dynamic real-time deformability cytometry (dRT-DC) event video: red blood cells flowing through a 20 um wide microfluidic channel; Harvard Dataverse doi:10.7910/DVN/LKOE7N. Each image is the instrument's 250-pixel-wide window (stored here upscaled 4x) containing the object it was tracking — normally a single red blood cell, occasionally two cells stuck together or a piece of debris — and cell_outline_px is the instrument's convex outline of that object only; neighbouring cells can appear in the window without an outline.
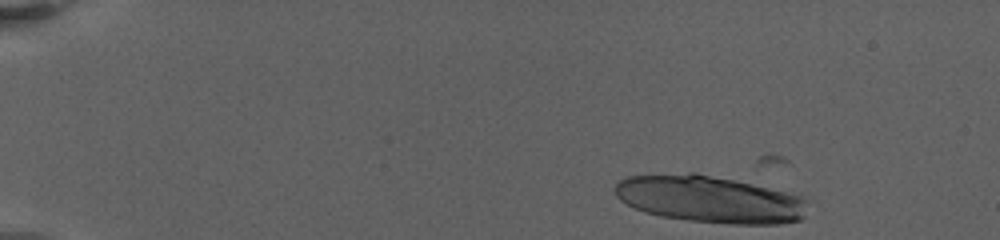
{"species": "human", "species_latin": "Homo sapiens", "temperature_condition": "warm", "stored_images_in_passage": 9, "camera_frame_rate_fps": 3000, "um_per_image_px": 0.085, "donor": {"sex": "female"}, "frame": {"image": 1, "passage_image": 1, "time_ms": 0.0, "image_size_px": [1000, 240], "cell_outline_px": [[808, 200], [804, 216], [800, 220], [780, 224], [728, 224], [688, 220], [660, 216], [644, 212], [620, 200], [616, 196], [612, 188], [620, 180], [628, 176], [688, 172], [696, 172], [752, 184], [804, 196]], "centroid_in_image_um": [60.32, 16.93], "position_along_channel_um": 24.7, "area_um2": 53.12}}